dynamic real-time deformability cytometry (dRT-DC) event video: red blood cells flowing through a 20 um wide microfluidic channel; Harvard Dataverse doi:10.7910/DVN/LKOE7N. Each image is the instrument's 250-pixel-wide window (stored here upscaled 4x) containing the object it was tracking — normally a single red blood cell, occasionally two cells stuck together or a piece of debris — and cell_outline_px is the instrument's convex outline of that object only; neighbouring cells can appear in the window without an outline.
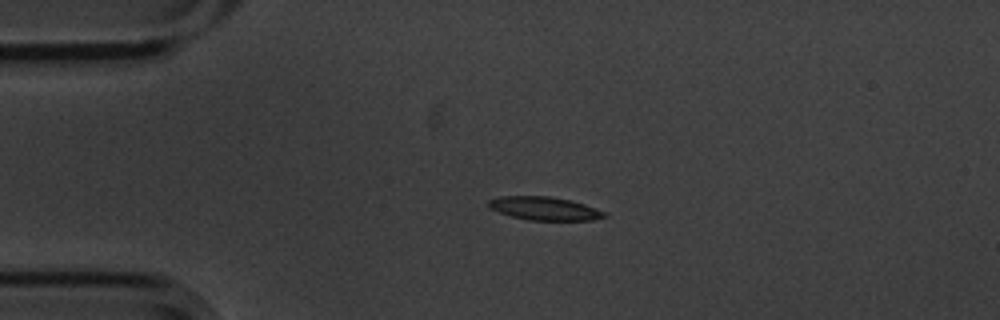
{"species": "common noctule bat (a hibernating species)", "species_latin": "Nyctalus noctula", "temperature_condition": "cold", "stored_images_in_passage": 2, "camera_frame_rate_fps": 3000, "um_per_image_px": 0.085, "animal": {"sex": "male", "body_mass_g": 20.1, "forearm_length_mm": 53.5}, "frame": {"image": 1, "passage_image": 1, "time_ms": 0.0, "image_size_px": [1000, 320], "cell_outline_px": [[608, 216], [592, 220], [528, 220], [512, 216], [488, 208], [488, 200], [500, 196], [548, 196], [572, 200], [608, 212]], "centroid_in_image_um": [46.31, 17.72], "position_along_channel_um": 38.7, "area_um2": 15.84}}